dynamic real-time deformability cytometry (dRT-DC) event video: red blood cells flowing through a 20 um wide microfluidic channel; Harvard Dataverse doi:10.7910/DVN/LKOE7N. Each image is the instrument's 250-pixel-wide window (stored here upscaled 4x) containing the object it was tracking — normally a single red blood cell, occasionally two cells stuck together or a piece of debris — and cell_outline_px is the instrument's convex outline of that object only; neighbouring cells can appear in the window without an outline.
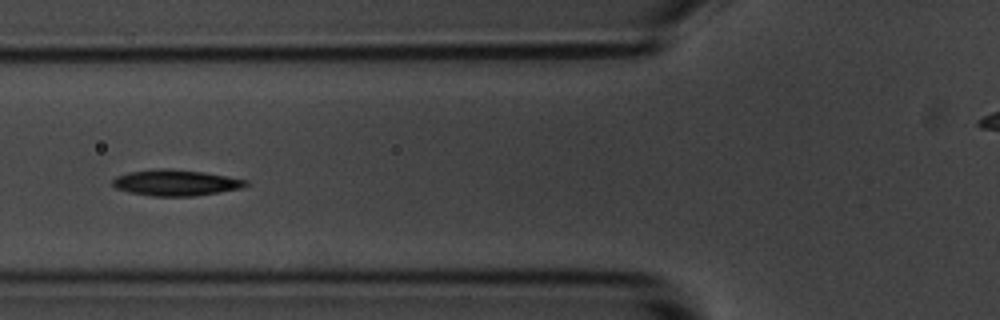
{"species": "common noctule bat (a hibernating species)", "species_latin": "Nyctalus noctula", "temperature_condition": "room temperature", "stored_images_in_passage": 32, "camera_frame_rate_fps": 3000, "um_per_image_px": 0.085, "animal": {"sex": "male", "body_mass_g": 20.1, "forearm_length_mm": 53.5}, "frame": {"image": 1, "passage_image": 12, "time_ms": 3.667, "image_size_px": [1000, 320], "cell_outline_px": [[252, 184], [240, 188], [220, 192], [196, 196], [152, 196], [128, 192], [116, 188], [112, 184], [112, 180], [116, 176], [128, 172], [156, 168], [168, 168], [204, 172], [228, 176], [248, 180]], "centroid_in_image_um": [14.96, 15.52], "position_along_channel_um": 110.8, "area_um2": 20.46}}
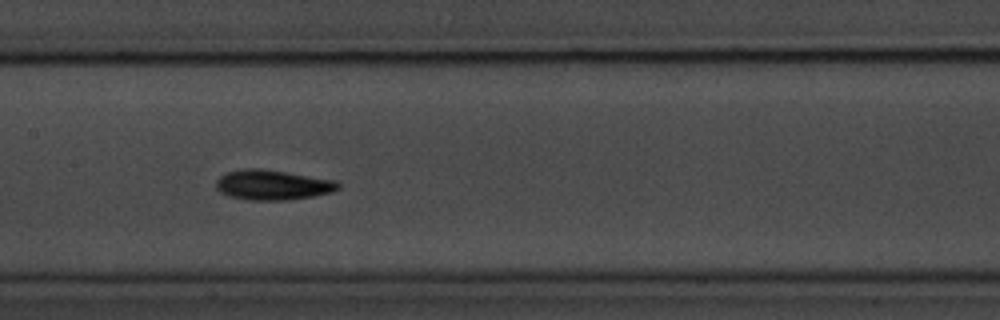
{"frame": {"image": 2, "passage_image": 18, "time_ms": 5.667, "image_size_px": [1000, 320], "cell_outline_px": [[340, 188], [332, 192], [312, 196], [288, 200], [248, 200], [228, 196], [220, 192], [216, 188], [216, 180], [220, 176], [228, 172], [248, 168], [260, 168], [336, 180], [340, 184]], "centroid_in_image_um": [23.17, 15.72], "position_along_channel_um": 184.2, "area_um2": 21.33}}
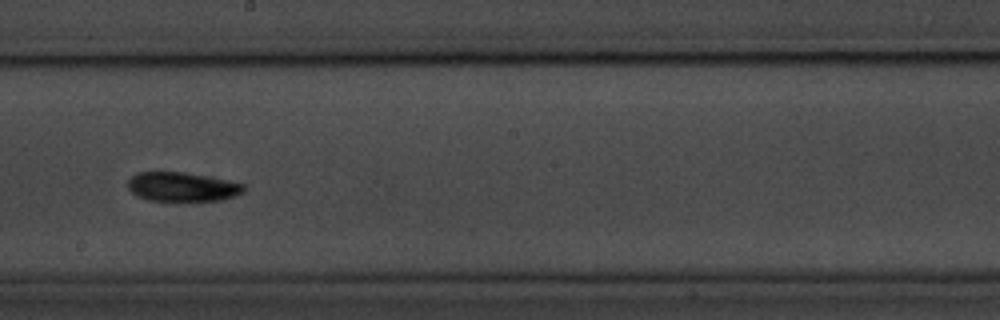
{"frame": {"image": 3, "passage_image": 22, "time_ms": 7.0, "image_size_px": [1000, 320], "cell_outline_px": [[244, 192], [236, 196], [220, 200], [176, 204], [148, 200], [136, 196], [128, 188], [128, 180], [136, 172], [184, 172], [244, 184]], "centroid_in_image_um": [15.45, 15.94], "position_along_channel_um": 232.8, "area_um2": 20.46}}